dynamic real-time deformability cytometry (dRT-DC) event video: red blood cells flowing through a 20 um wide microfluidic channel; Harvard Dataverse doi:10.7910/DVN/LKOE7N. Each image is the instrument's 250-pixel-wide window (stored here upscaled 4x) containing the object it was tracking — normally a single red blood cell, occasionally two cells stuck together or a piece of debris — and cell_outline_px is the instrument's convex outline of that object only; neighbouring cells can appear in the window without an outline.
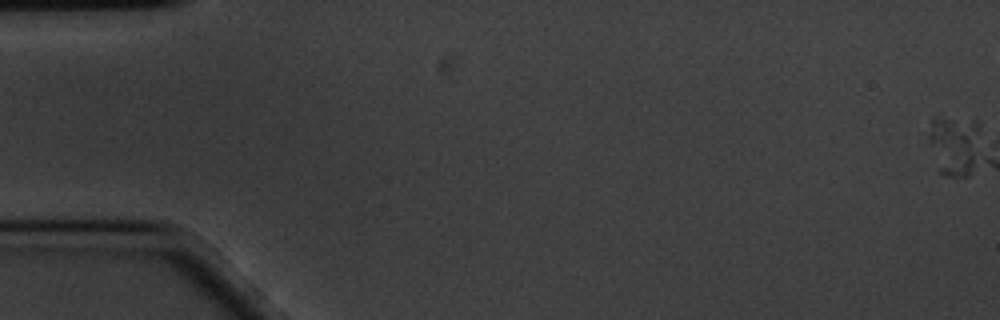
{"species": "common noctule bat (a hibernating species)", "species_latin": "Nyctalus noctula", "temperature_condition": "cold", "stored_images_in_passage": 1, "camera_frame_rate_fps": 3000, "um_per_image_px": 0.085, "animal": {"sex": "male", "body_mass_g": 20.1, "forearm_length_mm": 53.5}, "frame": {"image": 1, "passage_image": 1, "time_ms": 0.0, "image_size_px": [1000, 320], "cell_outline_px": [[980, 164], [968, 176], [948, 176], [940, 172], [928, 140], [928, 136], [932, 120], [936, 116], [976, 120], [980, 160]], "centroid_in_image_um": [81.16, 12.36], "position_along_channel_um": 3.8, "area_um2": 18.5}}